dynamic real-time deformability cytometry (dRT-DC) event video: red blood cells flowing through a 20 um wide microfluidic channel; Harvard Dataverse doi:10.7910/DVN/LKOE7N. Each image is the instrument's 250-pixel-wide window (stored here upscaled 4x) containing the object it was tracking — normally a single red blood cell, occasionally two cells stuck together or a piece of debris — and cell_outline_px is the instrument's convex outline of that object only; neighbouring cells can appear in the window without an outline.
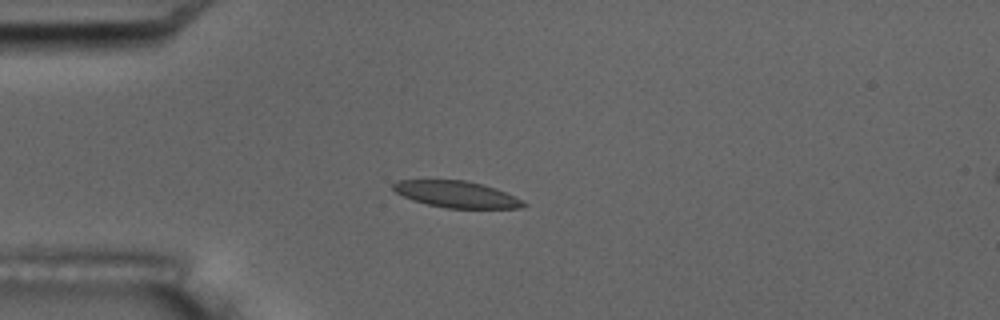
{"species": "common noctule bat (a hibernating species)", "species_latin": "Nyctalus noctula", "temperature_condition": "room temperature", "stored_images_in_passage": 3, "camera_frame_rate_fps": 3000, "um_per_image_px": 0.085, "animal": {"sex": "male", "body_mass_g": 17.5, "forearm_length_mm": 52.3}, "frame": {"image": 1, "passage_image": 3, "time_ms": 3.0, "image_size_px": [1000, 320], "cell_outline_px": [[528, 204], [520, 208], [444, 208], [412, 200], [396, 192], [392, 188], [392, 184], [400, 180], [464, 180], [484, 184], [496, 188]], "centroid_in_image_um": [38.78, 16.51], "position_along_channel_um": 46.2, "area_um2": 19.94}}